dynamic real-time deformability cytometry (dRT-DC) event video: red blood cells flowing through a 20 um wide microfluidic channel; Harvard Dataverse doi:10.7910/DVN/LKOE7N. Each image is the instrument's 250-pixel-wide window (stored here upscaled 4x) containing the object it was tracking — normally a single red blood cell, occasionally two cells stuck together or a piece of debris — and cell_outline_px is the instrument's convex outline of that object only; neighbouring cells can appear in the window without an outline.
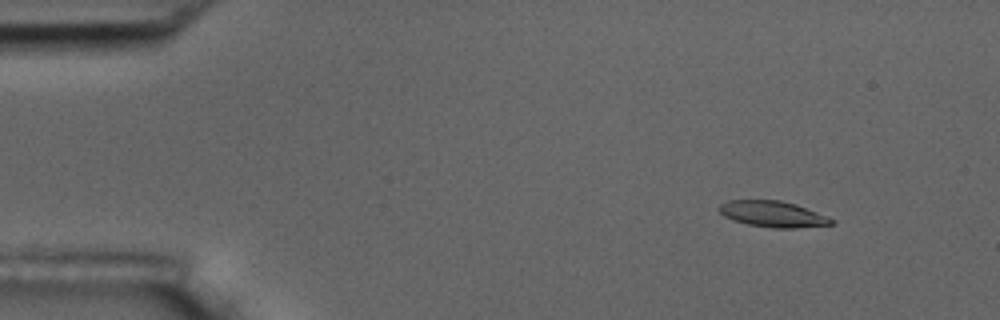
{"species": "common noctule bat (a hibernating species)", "species_latin": "Nyctalus noctula", "temperature_condition": "room temperature", "stored_images_in_passage": 5, "camera_frame_rate_fps": 3000, "um_per_image_px": 0.085, "animal": {"sex": "male", "body_mass_g": 17.5, "forearm_length_mm": 52.3}, "frame": {"image": 1, "passage_image": 2, "time_ms": 1.333, "image_size_px": [1000, 320], "cell_outline_px": [[836, 224], [796, 228], [772, 228], [748, 224], [732, 220], [724, 216], [716, 208], [720, 204], [728, 200], [780, 200], [796, 204], [836, 220]], "centroid_in_image_um": [65.68, 18.2], "position_along_channel_um": 19.3, "area_um2": 17.17}}
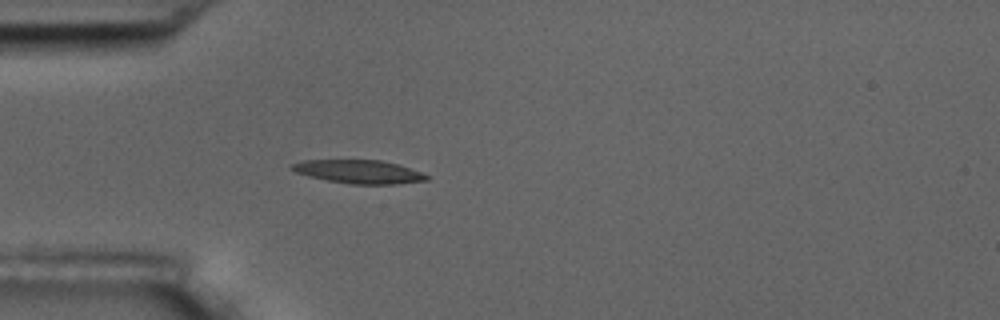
{"frame": {"image": 2, "passage_image": 5, "time_ms": 4.667, "image_size_px": [1000, 320], "cell_outline_px": [[432, 176], [428, 180], [396, 184], [352, 184], [328, 180], [308, 176], [296, 172], [288, 168], [292, 164], [304, 160], [380, 160], [396, 164]], "centroid_in_image_um": [30.5, 14.59], "position_along_channel_um": 54.5, "area_um2": 18.26}}